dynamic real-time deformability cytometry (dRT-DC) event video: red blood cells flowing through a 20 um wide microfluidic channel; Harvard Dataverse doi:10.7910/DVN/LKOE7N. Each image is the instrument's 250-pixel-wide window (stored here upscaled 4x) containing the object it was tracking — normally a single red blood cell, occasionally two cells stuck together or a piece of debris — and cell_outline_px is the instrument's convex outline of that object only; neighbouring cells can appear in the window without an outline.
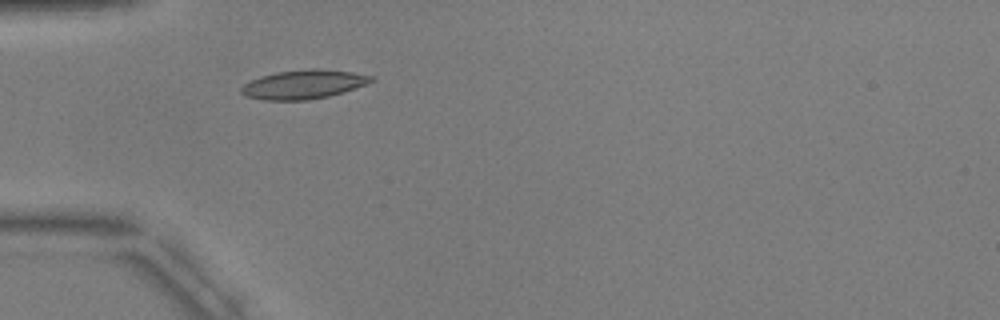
{"species": "common noctule bat (a hibernating species)", "species_latin": "Nyctalus noctula", "temperature_condition": "warm", "stored_images_in_passage": 4, "camera_frame_rate_fps": 3000, "um_per_image_px": 0.085, "animal": {"sex": "male", "body_mass_g": 17.9, "forearm_length_mm": 54.2}, "frame": {"image": 1, "passage_image": 4, "time_ms": 3.667, "image_size_px": [1000, 320], "cell_outline_px": [[376, 80], [344, 92], [328, 96], [308, 100], [264, 100], [248, 96], [240, 92], [240, 88], [244, 84], [260, 76], [276, 72], [312, 68], [316, 68], [352, 72], [376, 76]], "centroid_in_image_um": [25.84, 7.16], "position_along_channel_um": 59.2, "area_um2": 21.96}}